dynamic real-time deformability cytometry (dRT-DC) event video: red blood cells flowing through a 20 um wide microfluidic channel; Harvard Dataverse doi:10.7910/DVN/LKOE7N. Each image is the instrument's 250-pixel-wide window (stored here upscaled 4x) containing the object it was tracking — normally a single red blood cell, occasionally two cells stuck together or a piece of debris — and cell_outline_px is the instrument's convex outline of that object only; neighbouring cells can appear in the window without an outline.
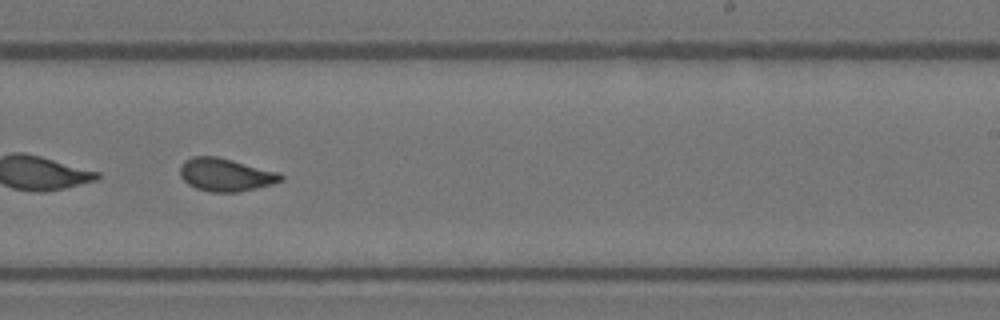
{"species": "Egyptian fruit bat (a non-hibernating species)", "species_latin": "Rousettus aegyptiacus", "temperature_condition": "warm", "stored_images_in_passage": 41, "camera_frame_rate_fps": 3000, "um_per_image_px": 0.085, "animal": {"sex": "female"}, "frame": {"image": 1, "passage_image": 24, "time_ms": 7.667, "image_size_px": [1000, 320], "cell_outline_px": [[284, 180], [272, 184], [256, 188], [236, 192], [208, 192], [196, 188], [188, 184], [180, 176], [180, 164], [184, 160], [192, 156], [216, 156], [280, 172], [284, 176]], "centroid_in_image_um": [19.17, 14.85], "position_along_channel_um": 269.8, "area_um2": 19.48}}
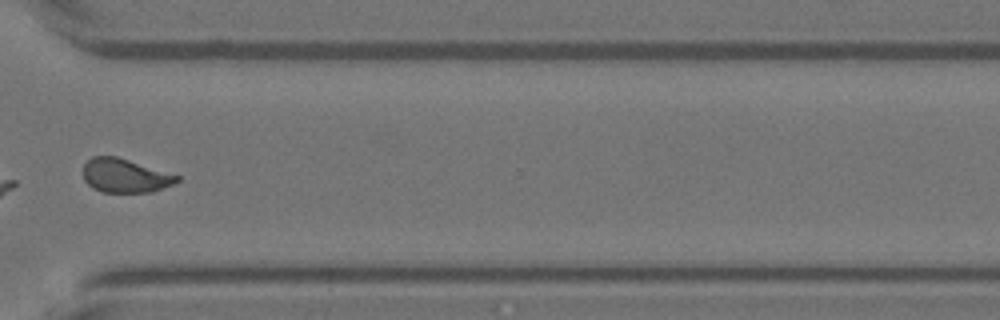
{"frame": {"image": 2, "passage_image": 30, "time_ms": 9.667, "image_size_px": [1000, 320], "cell_outline_px": [[180, 180], [172, 184], [152, 192], [104, 192], [92, 188], [84, 180], [84, 164], [92, 156], [116, 156], [180, 176]], "centroid_in_image_um": [10.61, 14.93], "position_along_channel_um": 360.0, "area_um2": 18.32}}